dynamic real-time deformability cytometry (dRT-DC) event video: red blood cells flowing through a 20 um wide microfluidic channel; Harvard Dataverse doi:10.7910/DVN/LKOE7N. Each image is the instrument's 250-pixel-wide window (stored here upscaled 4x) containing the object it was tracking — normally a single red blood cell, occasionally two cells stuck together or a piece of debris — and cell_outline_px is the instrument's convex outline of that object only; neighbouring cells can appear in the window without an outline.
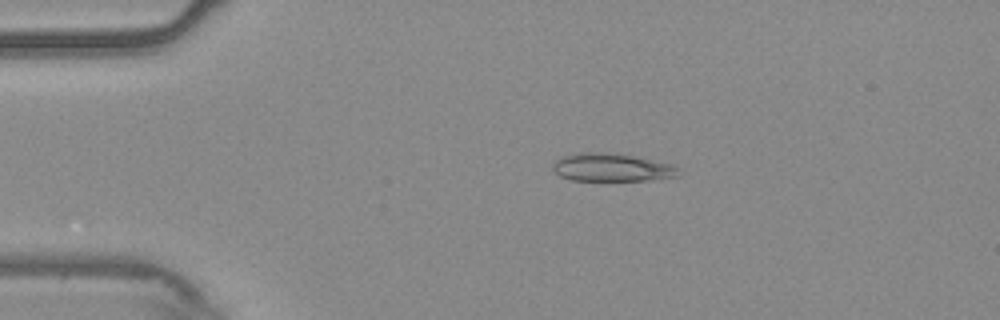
{"species": "common noctule bat (a hibernating species)", "species_latin": "Nyctalus noctula", "temperature_condition": "warm", "stored_images_in_passage": 54, "camera_frame_rate_fps": 3000, "um_per_image_px": 0.085, "animal": {"sex": "male", "body_mass_g": 20.4}, "frame": {"image": 1, "passage_image": 11, "time_ms": 3.333, "image_size_px": [1000, 320], "cell_outline_px": [[680, 176], [648, 180], [572, 180], [560, 176], [552, 168], [552, 164], [560, 156], [580, 152], [608, 152], [636, 156], [672, 164], [680, 168]], "centroid_in_image_um": [52.02, 14.22], "position_along_channel_um": 33.0, "area_um2": 20.75}}
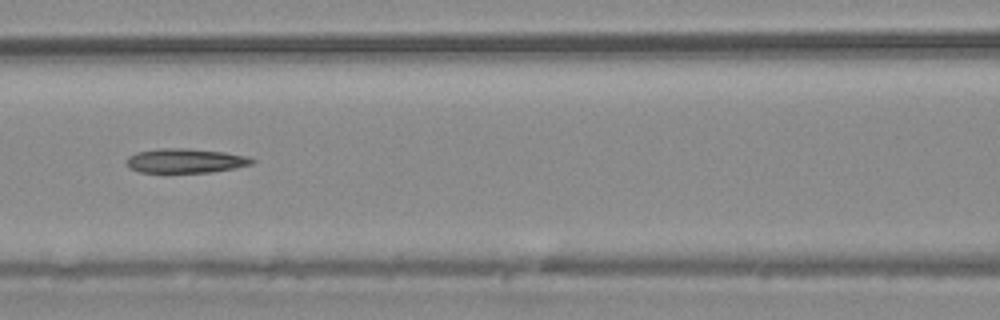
{"frame": {"image": 2, "passage_image": 24, "time_ms": 7.667, "image_size_px": [1000, 320], "cell_outline_px": [[256, 164], [236, 168], [212, 172], [140, 172], [128, 168], [128, 156], [136, 152], [160, 148], [188, 148], [224, 152], [248, 156], [256, 160]], "centroid_in_image_um": [15.83, 13.66], "position_along_channel_um": 150.8, "area_um2": 17.98}}
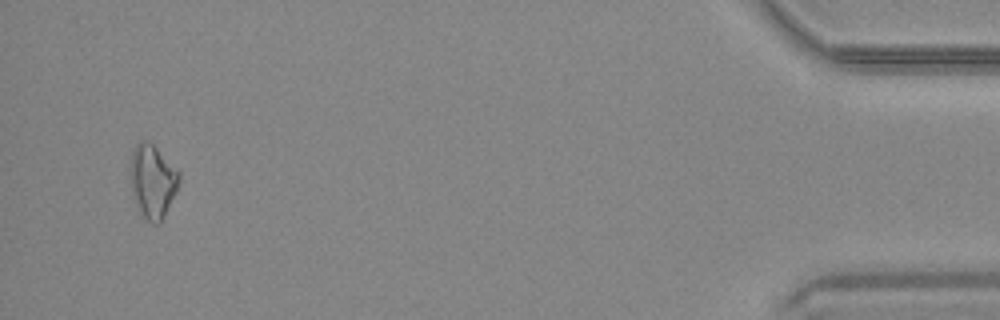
{"frame": {"image": 3, "passage_image": 52, "time_ms": 17.0, "image_size_px": [1000, 320], "cell_outline_px": [[180, 180], [176, 192], [160, 224], [152, 224], [144, 220], [136, 208], [132, 196], [128, 168], [132, 148], [140, 140], [148, 140], [180, 172]], "centroid_in_image_um": [12.91, 15.43], "position_along_channel_um": 422.3, "area_um2": 21.62}}